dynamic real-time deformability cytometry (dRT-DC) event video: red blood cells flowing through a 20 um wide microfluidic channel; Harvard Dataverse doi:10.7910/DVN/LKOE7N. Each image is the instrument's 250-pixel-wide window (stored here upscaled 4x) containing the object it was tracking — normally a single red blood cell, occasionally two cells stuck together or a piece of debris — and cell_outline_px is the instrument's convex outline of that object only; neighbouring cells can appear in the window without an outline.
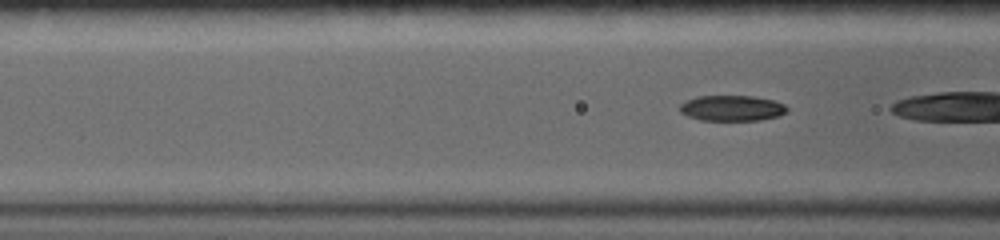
{"species": "common noctule bat (a hibernating species)", "species_latin": "Nyctalus noctula", "temperature_condition": "warm", "stored_images_in_passage": 16, "camera_frame_rate_fps": 5000, "um_per_image_px": 0.085, "animal": {"sex": "female", "body_mass_g": 19.0, "forearm_length_mm": 56.7}, "frame": {"image": 1, "passage_image": 5, "time_ms": 1.2, "image_size_px": [1000, 240], "cell_outline_px": [[788, 112], [776, 116], [760, 120], [700, 120], [688, 116], [680, 112], [680, 104], [696, 96], [752, 96], [772, 100], [784, 104], [788, 108]], "centroid_in_image_um": [62.21, 9.19], "position_along_channel_um": 104.4, "area_um2": 15.9}}
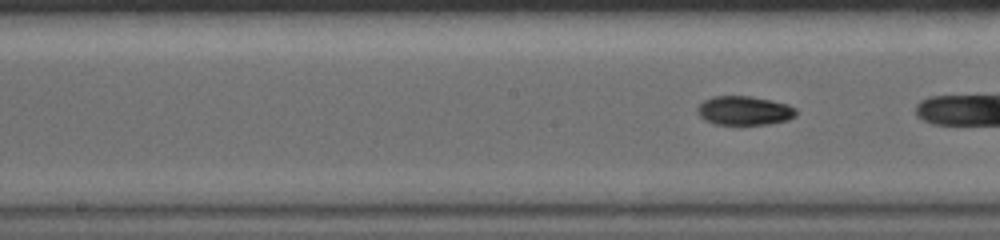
{"frame": {"image": 2, "passage_image": 12, "time_ms": 3.4, "image_size_px": [1000, 240], "cell_outline_px": [[796, 116], [788, 120], [768, 124], [712, 124], [704, 120], [696, 112], [696, 108], [704, 100], [712, 96], [752, 96], [772, 100], [788, 104], [796, 108]], "centroid_in_image_um": [63.26, 9.4], "position_along_channel_um": 184.9, "area_um2": 16.88}}